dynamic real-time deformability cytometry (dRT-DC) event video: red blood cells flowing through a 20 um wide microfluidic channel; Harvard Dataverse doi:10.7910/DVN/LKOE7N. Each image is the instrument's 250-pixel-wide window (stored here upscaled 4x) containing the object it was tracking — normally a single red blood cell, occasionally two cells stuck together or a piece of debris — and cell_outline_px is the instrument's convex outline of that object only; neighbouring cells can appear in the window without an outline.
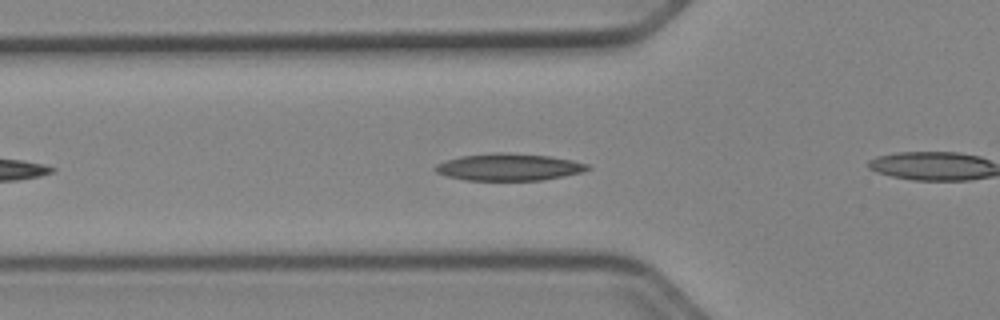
{"species": "Egyptian fruit bat (a non-hibernating species)", "species_latin": "Rousettus aegyptiacus", "temperature_condition": "cold", "stored_images_in_passage": 38, "camera_frame_rate_fps": 3000, "um_per_image_px": 0.085, "animal": {"sex": "female"}, "frame": {"image": 1, "passage_image": 7, "time_ms": 2.0, "image_size_px": [1000, 320], "cell_outline_px": [[592, 168], [580, 172], [564, 176], [540, 180], [464, 180], [448, 176], [436, 172], [436, 164], [460, 156], [492, 152], [504, 152], [548, 156], [572, 160], [588, 164]], "centroid_in_image_um": [43.26, 14.19], "position_along_channel_um": 82.5, "area_um2": 23.81}}
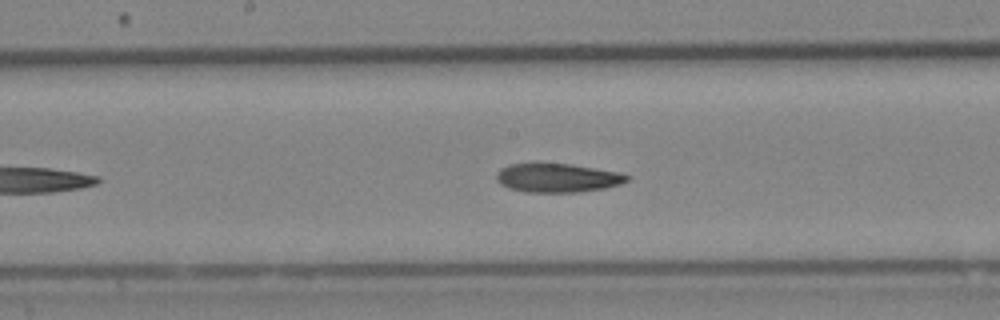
{"frame": {"image": 2, "passage_image": 16, "time_ms": 5.0, "image_size_px": [1000, 320], "cell_outline_px": [[632, 176], [628, 180], [620, 184], [604, 188], [580, 192], [524, 192], [508, 188], [500, 184], [496, 180], [496, 172], [500, 168], [508, 164], [568, 164], [596, 168], [620, 172]], "centroid_in_image_um": [47.37, 15.12], "position_along_channel_um": 200.8, "area_um2": 22.02}}
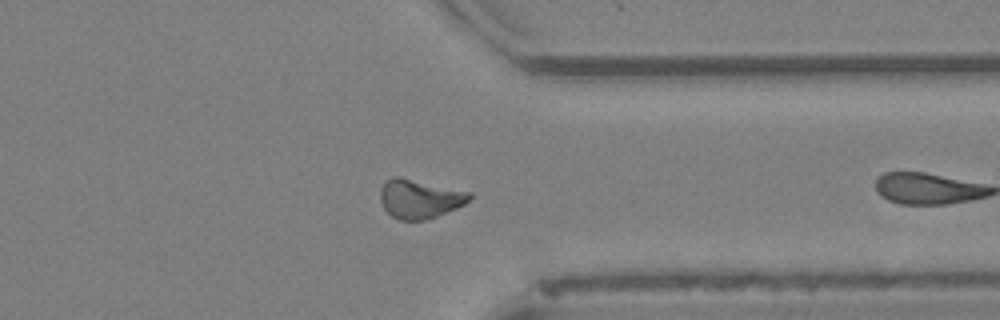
{"frame": {"image": 3, "passage_image": 26, "time_ms": 8.333, "image_size_px": [1000, 320], "cell_outline_px": [[472, 196], [464, 204], [456, 208], [436, 216], [424, 220], [400, 220], [392, 216], [384, 208], [380, 200], [380, 188], [392, 176], [400, 176], [472, 192]], "centroid_in_image_um": [35.66, 16.88], "position_along_channel_um": 375.7, "area_um2": 20.23}, "authors_computed_cell_mechanics": {"area_um2": 21.6461, "velocity_mm_per_s": 3.9396, "shape_relaxation_time_tau1_ms": 9.6182, "shape_relaxation_time_tau2_ms": 8.4785, "deformation_change_tau1": 0.1884, "deformation_change_tau2": 0.1878}}